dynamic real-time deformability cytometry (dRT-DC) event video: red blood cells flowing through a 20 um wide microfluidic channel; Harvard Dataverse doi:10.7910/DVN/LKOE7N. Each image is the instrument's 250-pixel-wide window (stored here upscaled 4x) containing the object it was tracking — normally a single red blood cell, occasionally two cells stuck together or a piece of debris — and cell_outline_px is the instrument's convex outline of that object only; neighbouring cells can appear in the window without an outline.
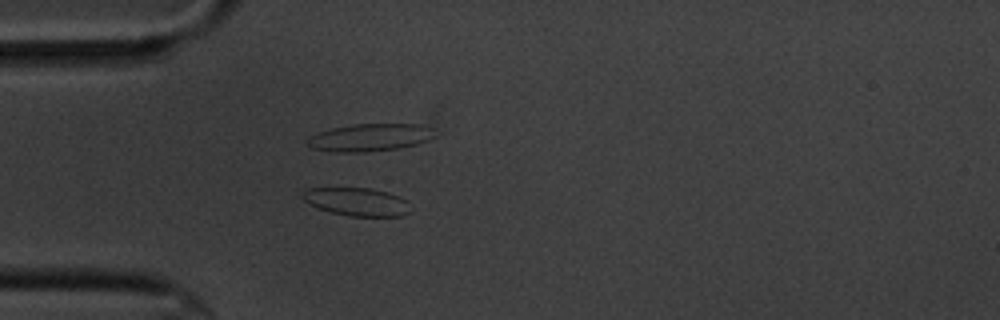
{"species": "common noctule bat (a hibernating species)", "species_latin": "Nyctalus noctula", "temperature_condition": "cold", "stored_images_in_passage": 46, "camera_frame_rate_fps": 3000, "um_per_image_px": 0.085, "animal": {"sex": "male", "body_mass_g": 20.1, "forearm_length_mm": 53.5}, "frame": {"image": 1, "passage_image": 8, "time_ms": 2.333, "image_size_px": [1000, 320], "cell_outline_px": [[408, 212], [400, 216], [348, 216], [328, 212], [316, 208], [304, 200], [300, 196], [300, 192], [308, 188], [368, 188], [388, 192], [400, 196], [408, 200]], "centroid_in_image_um": [30.27, 17.14], "position_along_channel_um": 54.7, "area_um2": 17.86}}
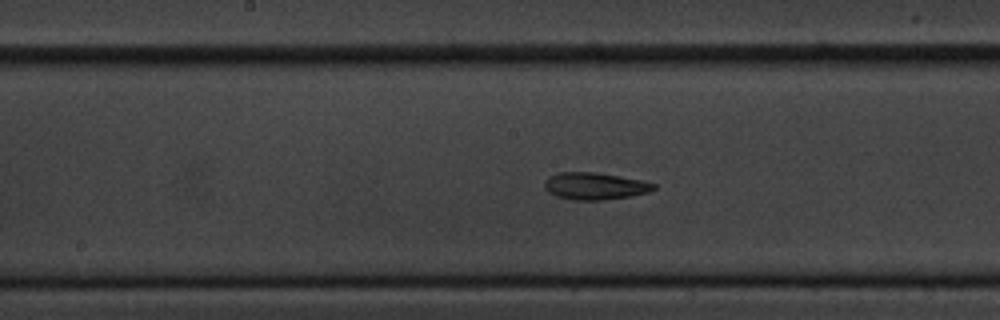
{"frame": {"image": 2, "passage_image": 17, "time_ms": 5.333, "image_size_px": [1000, 320], "cell_outline_px": [[656, 188], [648, 192], [632, 196], [600, 200], [572, 200], [556, 196], [548, 192], [544, 188], [544, 180], [548, 176], [560, 172], [596, 172], [640, 180], [656, 184]], "centroid_in_image_um": [50.52, 15.81], "position_along_channel_um": 197.7, "area_um2": 17.28}}
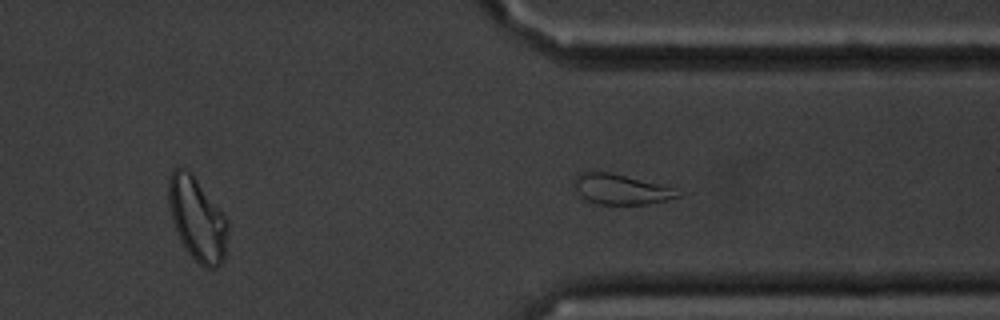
{"frame": {"image": 3, "passage_image": 31, "time_ms": 10.0, "image_size_px": [1000, 320], "cell_outline_px": [[684, 192], [680, 196], [668, 200], [648, 204], [596, 204], [584, 200], [580, 196], [572, 184], [572, 180], [576, 172], [592, 168], [660, 184]], "centroid_in_image_um": [52.66, 16.05], "position_along_channel_um": 358.7, "area_um2": 19.02}, "authors_computed_cell_mechanics": {"area_um2": 18.4382, "velocity_mm_per_s": 3.4495, "shape_relaxation_time_tau1_ms": 3.8442, "shape_relaxation_time_tau2_ms": 4.539, "deformation_change_tau1": 0.0981, "deformation_change_tau2": 0.1045}}